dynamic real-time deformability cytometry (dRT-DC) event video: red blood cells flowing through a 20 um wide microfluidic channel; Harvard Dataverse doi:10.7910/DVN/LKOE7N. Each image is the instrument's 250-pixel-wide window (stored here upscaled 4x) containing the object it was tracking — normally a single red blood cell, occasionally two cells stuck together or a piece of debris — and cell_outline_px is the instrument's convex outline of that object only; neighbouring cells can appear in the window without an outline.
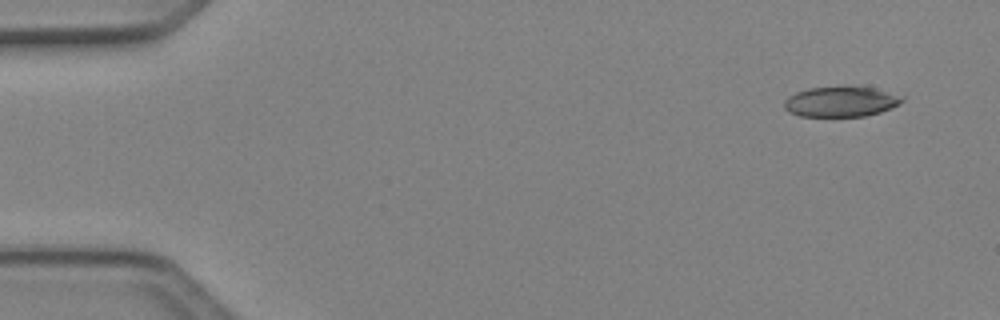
{"species": "Egyptian fruit bat (a non-hibernating species)", "species_latin": "Rousettus aegyptiacus", "temperature_condition": "cold", "stored_images_in_passage": 4, "camera_frame_rate_fps": 3000, "um_per_image_px": 0.085, "animal": {"sex": "female"}, "frame": {"image": 1, "passage_image": 1, "time_ms": 0.0, "image_size_px": [1000, 320], "cell_outline_px": [[904, 100], [900, 104], [892, 108], [880, 112], [864, 116], [800, 116], [788, 112], [784, 108], [784, 100], [788, 96], [796, 92], [808, 88], [848, 84], [876, 88], [904, 96]], "centroid_in_image_um": [71.49, 8.6], "position_along_channel_um": 13.5, "area_um2": 21.56}}